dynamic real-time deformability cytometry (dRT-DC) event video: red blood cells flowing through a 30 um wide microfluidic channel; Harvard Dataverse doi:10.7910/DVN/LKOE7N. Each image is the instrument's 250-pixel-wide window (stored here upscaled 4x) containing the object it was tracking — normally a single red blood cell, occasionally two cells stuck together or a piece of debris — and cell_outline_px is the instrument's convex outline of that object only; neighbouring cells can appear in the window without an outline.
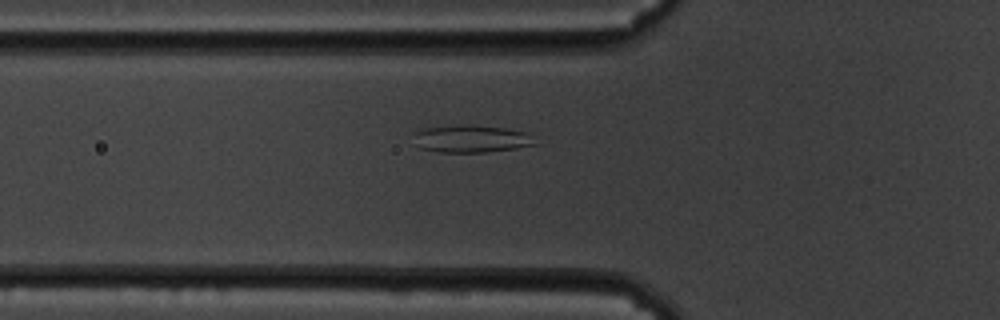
{"species": "common noctule bat (a hibernating species)", "species_latin": "Nyctalus noctula", "temperature_condition": "cold", "stored_images_in_passage": 43, "camera_frame_rate_fps": 3000, "um_per_image_px": 0.085, "animal": {"sex": "male", "body_mass_g": 19.5, "forearm_length_mm": 54.6}, "frame": {"image": 1, "passage_image": 4, "time_ms": 1.0, "image_size_px": [1000, 320], "cell_outline_px": [[536, 144], [516, 148], [488, 152], [440, 152], [420, 148], [416, 132], [420, 128], [464, 124], [468, 124], [504, 128], [524, 132]], "centroid_in_image_um": [40.04, 11.79], "position_along_channel_um": 85.8, "area_um2": 18.96}}
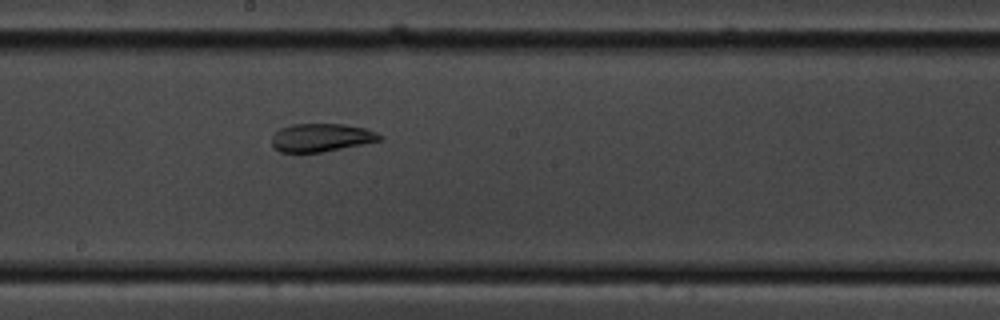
{"frame": {"image": 2, "passage_image": 16, "time_ms": 5.0, "image_size_px": [1000, 320], "cell_outline_px": [[384, 136], [380, 140], [320, 152], [280, 152], [272, 144], [272, 136], [280, 128], [292, 124], [344, 124], [364, 128], [376, 132]], "centroid_in_image_um": [27.29, 11.68], "position_along_channel_um": 220.9, "area_um2": 17.4}}
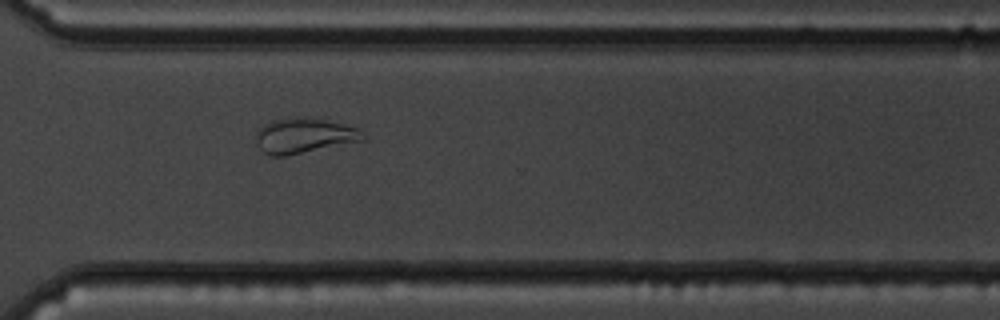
{"frame": {"image": 3, "passage_image": 27, "time_ms": 8.667, "image_size_px": [1000, 320], "cell_outline_px": [[364, 140], [284, 156], [272, 156], [264, 152], [256, 144], [256, 132], [264, 124], [272, 120], [324, 120], [360, 128], [364, 136]], "centroid_in_image_um": [25.83, 11.57], "position_along_channel_um": 344.8, "area_um2": 20.92}, "authors_computed_cell_mechanics": {"area_um2": 19.5942, "velocity_mm_per_s": 3.3679, "shape_relaxation_time_tau1_ms": null, "shape_relaxation_time_tau2_ms": 3.3561, "deformation_change_tau1": null, "deformation_change_tau2": 0.0941}}